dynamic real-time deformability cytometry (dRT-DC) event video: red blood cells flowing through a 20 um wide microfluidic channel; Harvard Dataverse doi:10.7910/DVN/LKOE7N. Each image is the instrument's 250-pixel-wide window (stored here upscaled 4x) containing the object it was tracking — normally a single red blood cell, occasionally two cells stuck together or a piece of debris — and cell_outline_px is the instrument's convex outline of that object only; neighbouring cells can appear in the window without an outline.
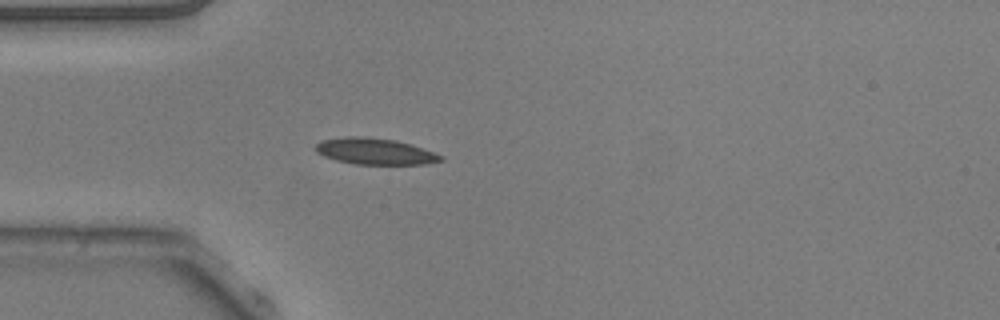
{"species": "common noctule bat (a hibernating species)", "species_latin": "Nyctalus noctula", "temperature_condition": "warm", "stored_images_in_passage": 5, "camera_frame_rate_fps": 3000, "um_per_image_px": 0.085, "animal": {"sex": "male", "body_mass_g": 20.5, "forearm_length_mm": 52.5}, "frame": {"image": 1, "passage_image": 1, "time_ms": 0.0, "image_size_px": [1000, 320], "cell_outline_px": [[444, 160], [424, 164], [356, 164], [336, 160], [324, 156], [316, 152], [316, 144], [320, 140], [344, 136], [368, 136], [396, 140], [412, 144], [444, 156]], "centroid_in_image_um": [31.87, 12.85], "position_along_channel_um": 53.1, "area_um2": 19.36}}